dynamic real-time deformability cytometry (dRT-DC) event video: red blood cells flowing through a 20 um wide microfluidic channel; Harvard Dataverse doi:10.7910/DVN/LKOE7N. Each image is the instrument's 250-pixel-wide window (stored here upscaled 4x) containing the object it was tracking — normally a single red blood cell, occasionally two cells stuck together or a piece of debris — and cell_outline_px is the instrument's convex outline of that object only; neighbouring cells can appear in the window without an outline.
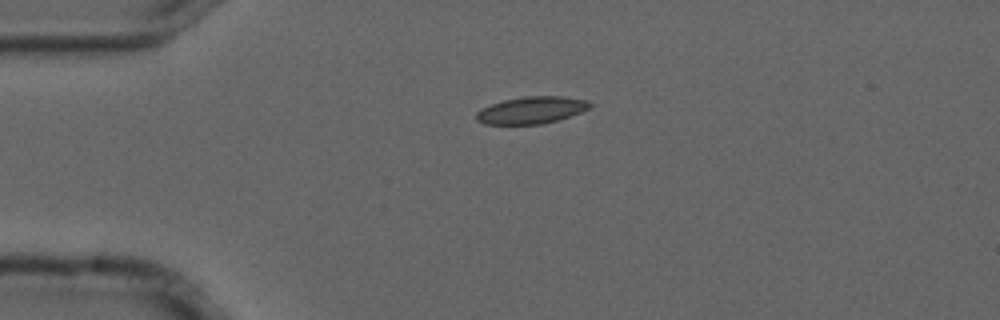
{"species": "common noctule bat (a hibernating species)", "species_latin": "Nyctalus noctula", "temperature_condition": "cold", "stored_images_in_passage": 2, "camera_frame_rate_fps": 3000, "um_per_image_px": 0.085, "animal": {"sex": "male", "forearm_length_mm": 52.5}, "frame": {"image": 1, "passage_image": 1, "time_ms": 0.0, "image_size_px": [1000, 320], "cell_outline_px": [[592, 104], [588, 108], [580, 112], [544, 124], [484, 124], [476, 120], [476, 112], [492, 104], [504, 100], [524, 96], [560, 96], [588, 100]], "centroid_in_image_um": [45.16, 9.36], "position_along_channel_um": 39.8, "area_um2": 17.69}}